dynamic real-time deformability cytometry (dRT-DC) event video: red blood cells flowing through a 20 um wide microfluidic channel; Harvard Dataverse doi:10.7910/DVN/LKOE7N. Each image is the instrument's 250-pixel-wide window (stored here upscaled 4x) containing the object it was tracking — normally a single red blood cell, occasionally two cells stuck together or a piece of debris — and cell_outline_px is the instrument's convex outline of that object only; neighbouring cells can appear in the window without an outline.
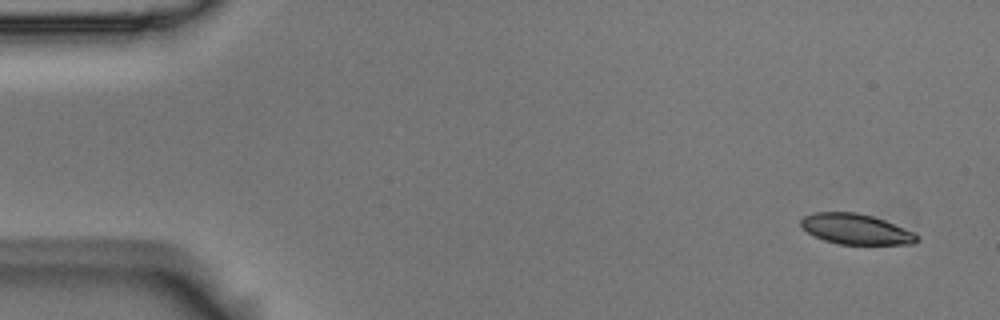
{"species": "Egyptian fruit bat (a non-hibernating species)", "species_latin": "Rousettus aegyptiacus", "temperature_condition": "room temperature", "stored_images_in_passage": 5, "camera_frame_rate_fps": 3000, "um_per_image_px": 0.085, "animal": {"sex": "male"}, "frame": {"image": 1, "passage_image": 1, "time_ms": 0.0, "image_size_px": [1000, 320], "cell_outline_px": [[920, 240], [912, 244], [840, 244], [824, 240], [808, 232], [800, 224], [800, 220], [804, 216], [816, 212], [856, 212], [872, 216], [884, 220], [912, 232], [920, 236]], "centroid_in_image_um": [72.76, 19.47], "position_along_channel_um": 12.2, "area_um2": 20.35}}
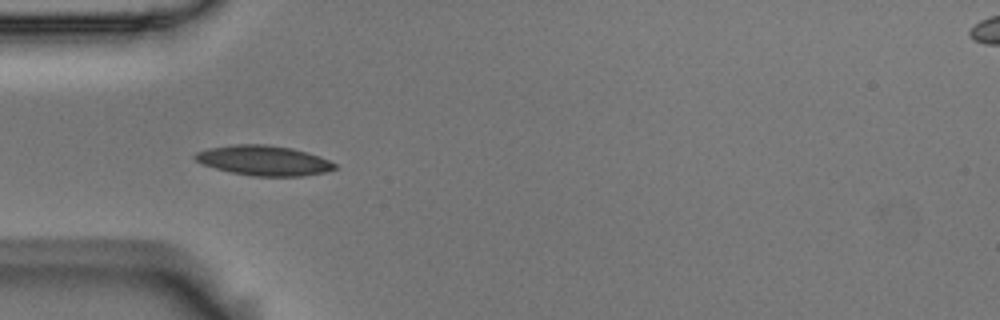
{"frame": {"image": 2, "passage_image": 4, "time_ms": 1.0, "image_size_px": [1000, 320], "cell_outline_px": [[336, 168], [324, 172], [304, 176], [252, 176], [232, 172], [216, 168], [204, 164], [196, 160], [192, 156], [196, 152], [208, 148], [232, 144], [268, 144], [292, 148], [320, 156], [336, 164]], "centroid_in_image_um": [22.41, 13.63], "position_along_channel_um": 62.6, "area_um2": 24.33}}
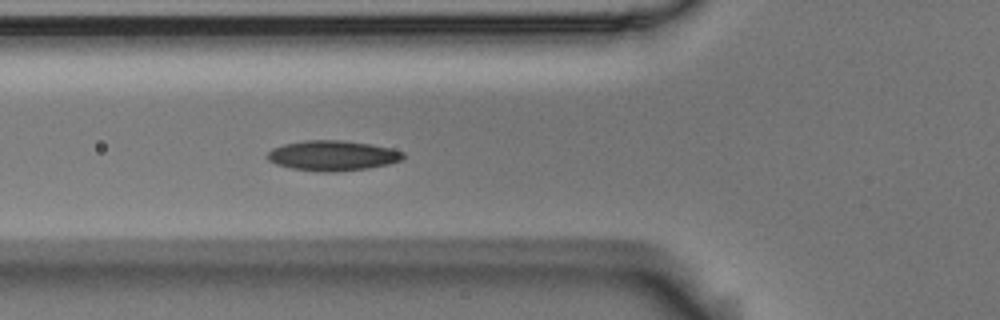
{"frame": {"image": 3, "passage_image": 5, "time_ms": 1.333, "image_size_px": [1000, 320], "cell_outline_px": [[404, 156], [400, 160], [388, 164], [368, 168], [332, 172], [320, 172], [292, 168], [276, 164], [268, 160], [268, 152], [272, 148], [284, 144], [304, 140], [344, 140], [372, 144], [392, 148], [404, 152]], "centroid_in_image_um": [28.27, 13.22], "position_along_channel_um": 97.5, "area_um2": 23.87}}